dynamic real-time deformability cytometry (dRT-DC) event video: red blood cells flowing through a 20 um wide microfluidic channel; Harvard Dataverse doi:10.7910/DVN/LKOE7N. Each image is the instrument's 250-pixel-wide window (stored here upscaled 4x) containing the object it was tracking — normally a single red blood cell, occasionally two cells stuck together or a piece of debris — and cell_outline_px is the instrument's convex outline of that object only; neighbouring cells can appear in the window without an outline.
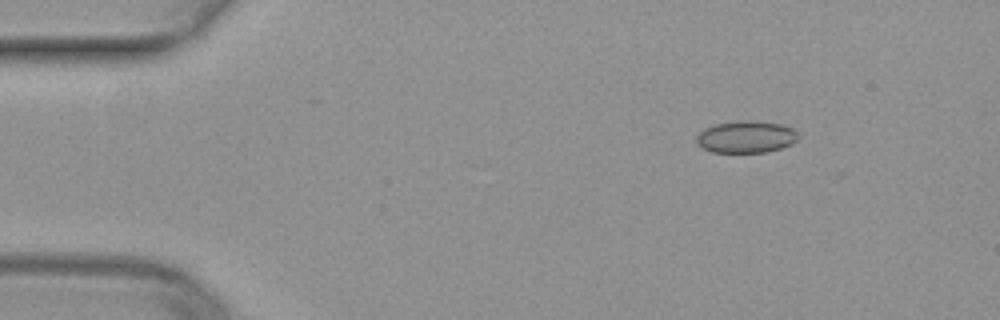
{"species": "common noctule bat (a hibernating species)", "species_latin": "Nyctalus noctula", "temperature_condition": "warm", "stored_images_in_passage": 41, "camera_frame_rate_fps": 3000, "um_per_image_px": 0.085, "animal": {"sex": "female", "body_mass_g": 29.2, "forearm_length_mm": 56.3}, "frame": {"image": 1, "passage_image": 1, "time_ms": 0.0, "image_size_px": [1000, 320], "cell_outline_px": [[800, 136], [792, 144], [768, 152], [712, 152], [696, 144], [696, 136], [704, 128], [716, 124], [736, 120], [756, 120], [784, 124], [792, 128]], "centroid_in_image_um": [63.43, 11.62], "position_along_channel_um": 21.6, "area_um2": 19.25}}
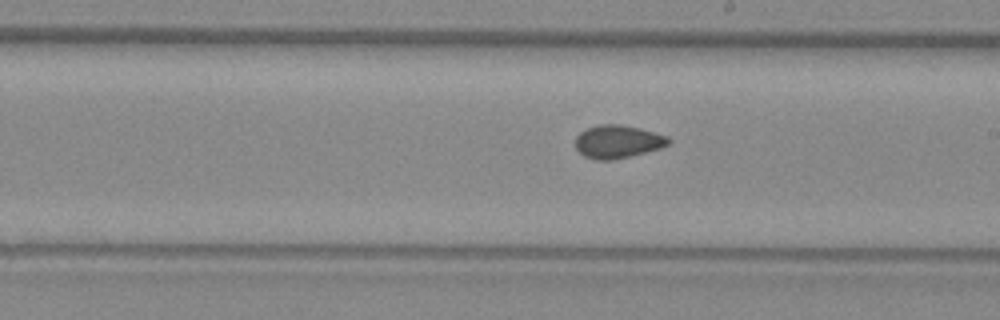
{"frame": {"image": 2, "passage_image": 23, "time_ms": 7.333, "image_size_px": [1000, 320], "cell_outline_px": [[672, 140], [668, 144], [660, 148], [612, 160], [596, 160], [584, 156], [576, 148], [576, 136], [580, 132], [588, 128], [600, 124], [620, 124], [640, 128], [668, 136]], "centroid_in_image_um": [52.51, 12.03], "position_along_channel_um": 236.5, "area_um2": 17.8}}
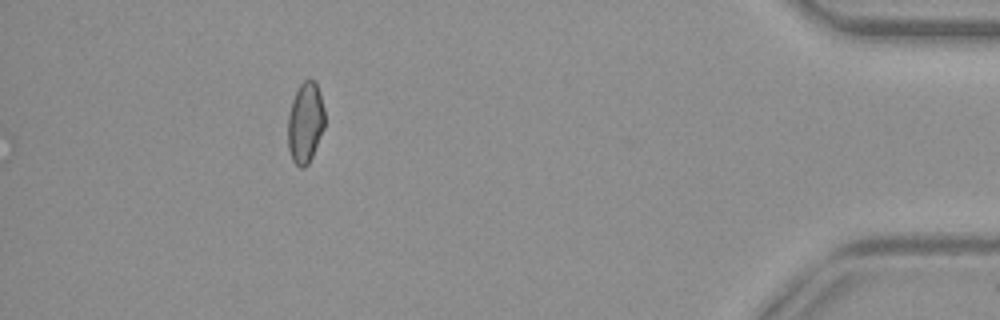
{"frame": {"image": 3, "passage_image": 40, "time_ms": 13.0, "image_size_px": [1000, 320], "cell_outline_px": [[324, 128], [312, 156], [308, 164], [304, 168], [300, 168], [292, 160], [288, 148], [288, 116], [292, 100], [300, 84], [304, 80], [316, 80], [320, 92], [324, 108]], "centroid_in_image_um": [25.95, 10.42], "position_along_channel_um": 409.2, "area_um2": 17.4}}